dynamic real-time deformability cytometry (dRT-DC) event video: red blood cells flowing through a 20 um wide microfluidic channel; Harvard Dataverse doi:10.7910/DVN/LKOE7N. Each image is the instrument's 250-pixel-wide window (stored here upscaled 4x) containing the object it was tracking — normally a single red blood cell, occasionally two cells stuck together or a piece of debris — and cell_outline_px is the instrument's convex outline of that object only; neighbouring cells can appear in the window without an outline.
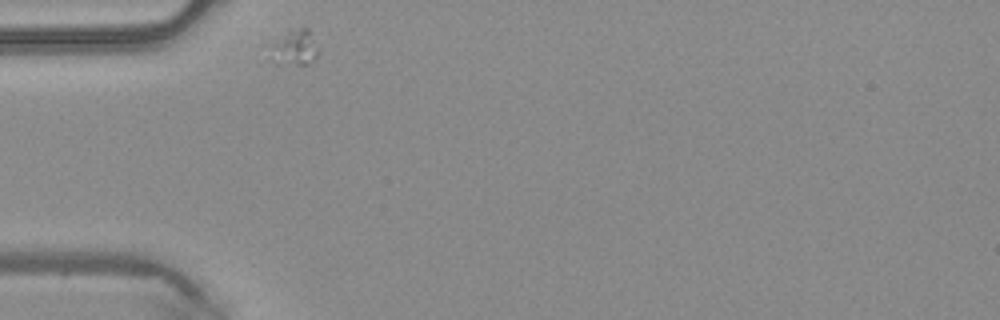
{"species": "common noctule bat (a hibernating species)", "species_latin": "Nyctalus noctula", "temperature_condition": "warm", "stored_images_in_passage": 28, "camera_frame_rate_fps": 3000, "um_per_image_px": 0.085, "animal": {"sex": "male", "body_mass_g": 20.4}, "frame": {"image": 1, "passage_image": 1, "time_ms": 0.0, "image_size_px": [1000, 320], "cell_outline_px": [[316, 56], [308, 64], [276, 64], [260, 48], [260, 44], [292, 28], [308, 28], [316, 48]], "centroid_in_image_um": [24.73, 4.02], "position_along_channel_um": 60.3, "area_um2": 10.98}}
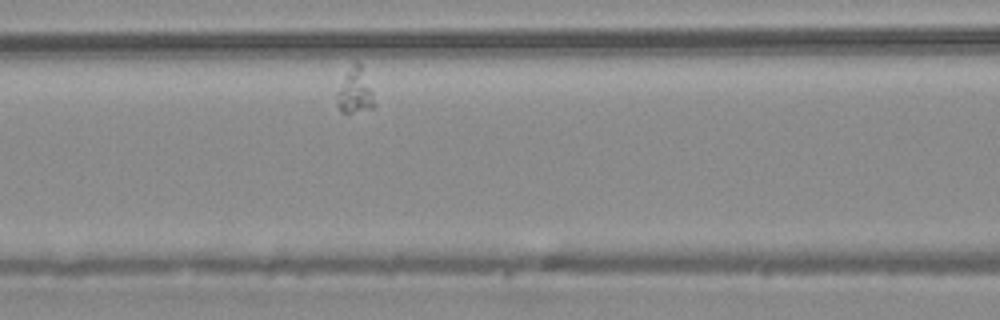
{"frame": {"image": 2, "passage_image": 8, "time_ms": 2.333, "image_size_px": [1000, 320], "cell_outline_px": [[376, 104], [372, 108], [352, 112], [340, 112], [336, 104], [336, 92], [352, 60], [360, 60], [372, 92]], "centroid_in_image_um": [30.15, 7.67], "position_along_channel_um": 136.5, "area_um2": 10.12}}